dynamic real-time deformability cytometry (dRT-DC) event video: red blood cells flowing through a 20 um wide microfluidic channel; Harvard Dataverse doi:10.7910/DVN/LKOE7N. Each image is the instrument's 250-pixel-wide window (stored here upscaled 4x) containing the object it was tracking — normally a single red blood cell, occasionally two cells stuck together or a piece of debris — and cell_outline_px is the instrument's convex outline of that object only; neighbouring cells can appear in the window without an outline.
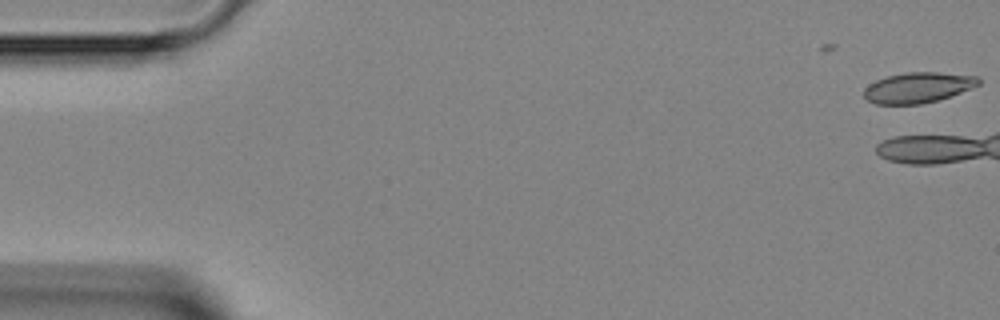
{"species": "Egyptian fruit bat (a non-hibernating species)", "species_latin": "Rousettus aegyptiacus", "temperature_condition": "room temperature", "stored_images_in_passage": 6, "camera_frame_rate_fps": 3000, "um_per_image_px": 0.085, "animal": {"sex": "female"}, "frame": {"image": 1, "passage_image": 1, "time_ms": 0.0, "image_size_px": [1000, 320], "cell_outline_px": [[980, 84], [972, 88], [936, 100], [920, 104], [876, 104], [868, 100], [864, 96], [864, 88], [868, 84], [876, 80], [888, 76], [908, 72], [936, 72], [976, 76], [980, 80]], "centroid_in_image_um": [78.0, 7.44], "position_along_channel_um": 7.0, "area_um2": 20.11}}